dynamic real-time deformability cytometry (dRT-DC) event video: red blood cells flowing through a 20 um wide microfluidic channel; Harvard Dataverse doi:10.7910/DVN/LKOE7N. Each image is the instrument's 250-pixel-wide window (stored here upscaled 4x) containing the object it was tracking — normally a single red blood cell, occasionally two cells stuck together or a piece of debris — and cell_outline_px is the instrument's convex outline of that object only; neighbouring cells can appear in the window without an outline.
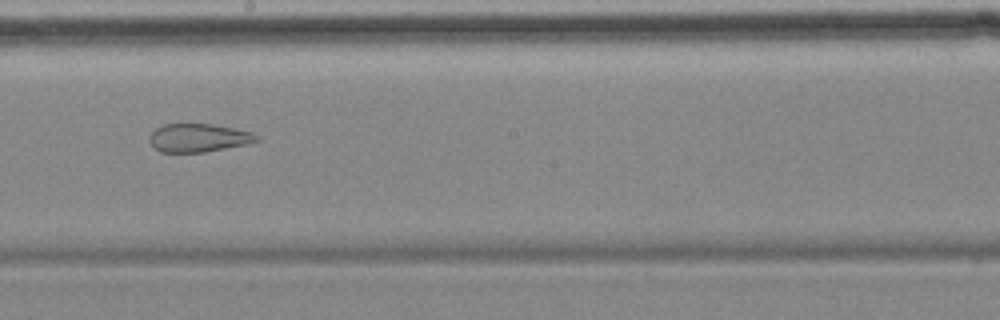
{"species": "common noctule bat (a hibernating species)", "species_latin": "Nyctalus noctula", "temperature_condition": "cold", "stored_images_in_passage": 7, "camera_frame_rate_fps": 3000, "um_per_image_px": 0.085, "animal": {"sex": "female", "body_mass_g": 18.4}, "frame": {"image": 1, "passage_image": 5, "time_ms": 4.667, "image_size_px": [1000, 320], "cell_outline_px": [[260, 140], [244, 144], [204, 152], [160, 152], [148, 140], [152, 132], [156, 128], [164, 124], [212, 124], [252, 132]], "centroid_in_image_um": [16.83, 11.71], "position_along_channel_um": 231.4, "area_um2": 17.34}}